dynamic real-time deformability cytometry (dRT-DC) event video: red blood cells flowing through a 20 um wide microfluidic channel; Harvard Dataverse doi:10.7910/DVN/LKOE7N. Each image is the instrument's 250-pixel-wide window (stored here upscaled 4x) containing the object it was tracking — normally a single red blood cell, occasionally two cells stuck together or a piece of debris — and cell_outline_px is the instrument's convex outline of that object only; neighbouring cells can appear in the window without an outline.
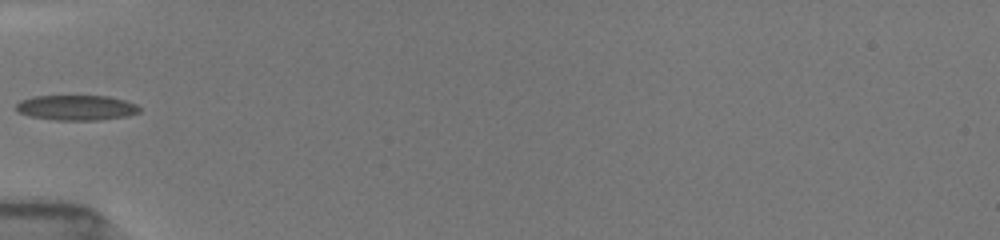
{"species": "common noctule bat (a hibernating species)", "species_latin": "Nyctalus noctula", "temperature_condition": "room temperature", "stored_images_in_passage": 34, "camera_frame_rate_fps": 3000, "um_per_image_px": 0.085, "animal": {"sex": "female", "body_mass_g": 19.5, "forearm_length_mm": 54.1}, "frame": {"image": 1, "passage_image": 1, "time_ms": 0.0, "image_size_px": [1000, 240], "cell_outline_px": [[140, 112], [128, 116], [100, 120], [56, 120], [28, 116], [16, 112], [16, 104], [20, 100], [32, 96], [108, 96], [124, 100], [136, 104], [140, 108]], "centroid_in_image_um": [6.47, 9.15], "position_along_channel_um": 78.5, "area_um2": 18.26}}
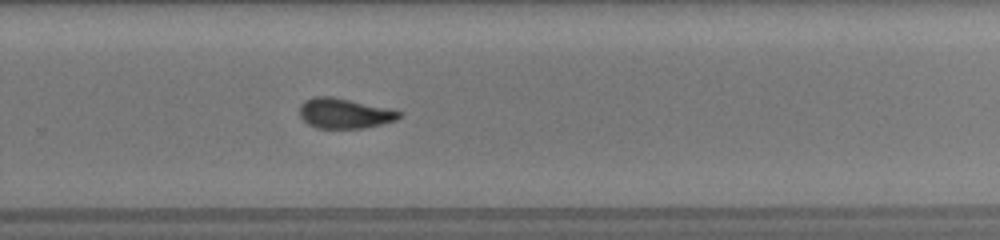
{"frame": {"image": 2, "passage_image": 18, "time_ms": 5.667, "image_size_px": [1000, 240], "cell_outline_px": [[404, 112], [396, 120], [364, 128], [316, 128], [308, 124], [300, 116], [300, 104], [304, 100], [316, 96], [332, 96], [392, 108]], "centroid_in_image_um": [29.3, 9.62], "position_along_channel_um": 300.5, "area_um2": 17.69}}
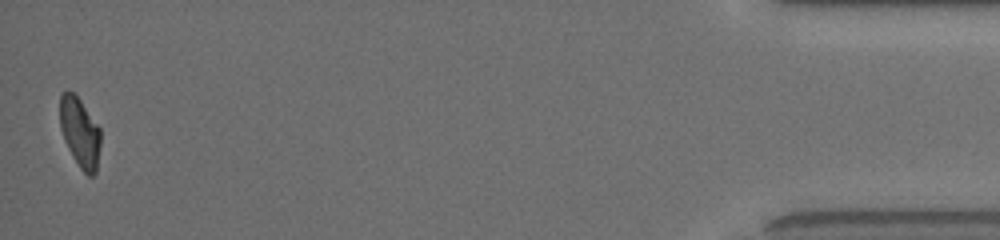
{"frame": {"image": 3, "passage_image": 34, "time_ms": 11.0, "image_size_px": [1000, 240], "cell_outline_px": [[100, 144], [96, 172], [92, 176], [88, 176], [80, 168], [72, 156], [64, 140], [60, 128], [60, 96], [68, 88], [80, 100], [100, 128]], "centroid_in_image_um": [6.78, 11.26], "position_along_channel_um": 428.4, "area_um2": 16.47}}